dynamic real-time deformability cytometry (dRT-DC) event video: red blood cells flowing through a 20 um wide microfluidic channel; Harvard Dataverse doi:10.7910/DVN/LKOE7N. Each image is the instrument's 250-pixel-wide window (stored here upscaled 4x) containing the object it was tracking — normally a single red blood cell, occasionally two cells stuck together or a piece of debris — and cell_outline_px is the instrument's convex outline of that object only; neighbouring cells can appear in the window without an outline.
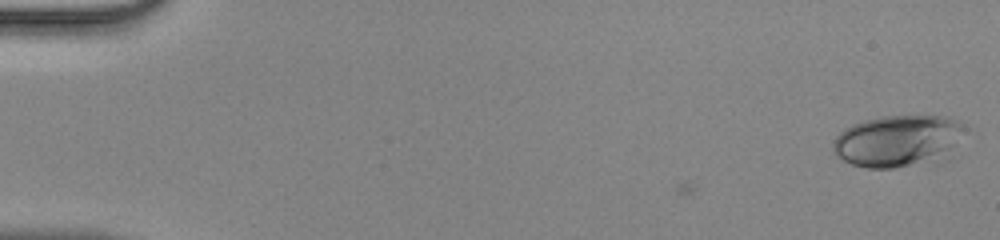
{"species": "human", "species_latin": "Homo sapiens", "temperature_condition": "room temperature", "stored_images_in_passage": 48, "camera_frame_rate_fps": 3000, "um_per_image_px": 0.085, "donor": {"sex": "male"}, "frame": {"image": 1, "passage_image": 1, "time_ms": 0.0, "image_size_px": [1000, 240], "cell_outline_px": [[968, 128], [948, 160], [940, 164], [892, 168], [864, 168], [852, 164], [844, 160], [832, 148], [832, 144], [836, 136], [844, 128], [852, 124], [864, 120], [880, 116], [948, 116], [960, 120]], "centroid_in_image_um": [76.46, 12.0], "position_along_channel_um": 8.5, "area_um2": 41.27}}
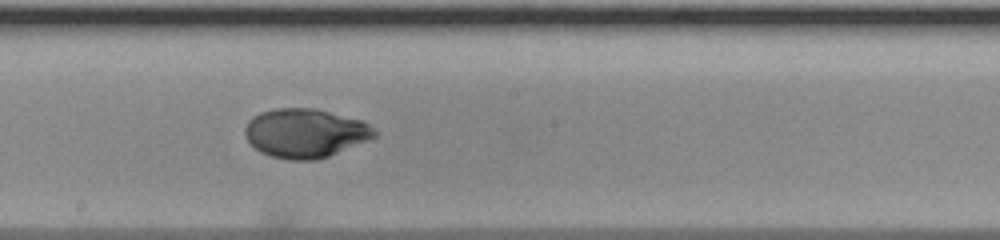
{"frame": {"image": 2, "passage_image": 28, "time_ms": 9.0, "image_size_px": [1000, 240], "cell_outline_px": [[376, 136], [328, 156], [316, 160], [288, 160], [272, 156], [260, 152], [244, 136], [244, 128], [248, 120], [252, 116], [260, 112], [276, 108], [316, 108], [364, 120], [376, 132]], "centroid_in_image_um": [25.91, 11.3], "position_along_channel_um": 222.3, "area_um2": 36.99}}
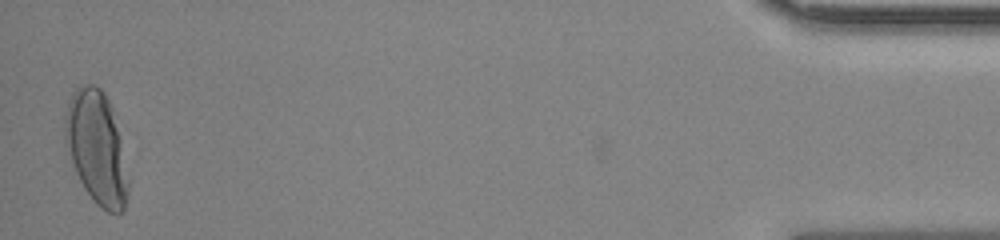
{"frame": {"image": 3, "passage_image": 48, "time_ms": 15.667, "image_size_px": [1000, 240], "cell_outline_px": [[128, 188], [124, 212], [108, 212], [96, 204], [84, 188], [76, 172], [64, 140], [64, 116], [68, 100], [72, 92], [80, 84], [96, 84], [104, 92], [112, 108], [120, 140], [128, 180]], "centroid_in_image_um": [8.17, 12.51], "position_along_channel_um": 427.0, "area_um2": 41.27}}